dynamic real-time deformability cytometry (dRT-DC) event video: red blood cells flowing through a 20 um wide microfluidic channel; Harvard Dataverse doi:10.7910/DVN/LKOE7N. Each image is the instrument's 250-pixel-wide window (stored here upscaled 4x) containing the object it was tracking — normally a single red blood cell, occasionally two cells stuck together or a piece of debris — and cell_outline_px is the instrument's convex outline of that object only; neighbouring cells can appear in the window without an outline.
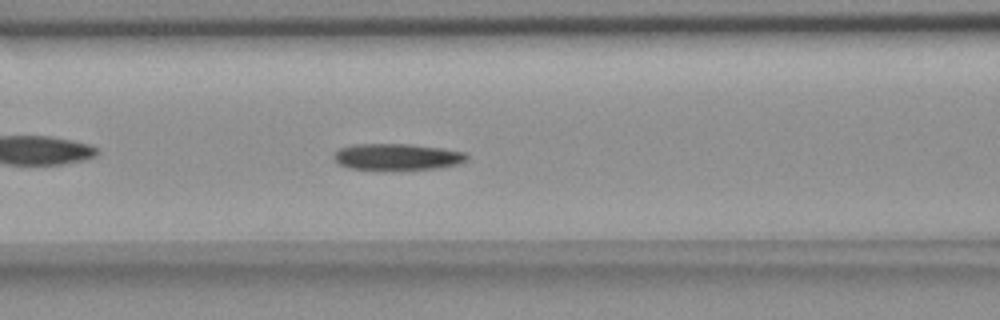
{"species": "common noctule bat (a hibernating species)", "species_latin": "Nyctalus noctula", "temperature_condition": "room temperature", "stored_images_in_passage": 43, "camera_frame_rate_fps": 3000, "um_per_image_px": 0.085, "animal": {"sex": "female", "body_mass_g": 18.4}, "frame": {"image": 1, "passage_image": 10, "time_ms": 3.0, "image_size_px": [1000, 320], "cell_outline_px": [[468, 160], [456, 164], [440, 168], [348, 168], [340, 164], [332, 156], [340, 148], [352, 144], [412, 144], [468, 152]], "centroid_in_image_um": [33.8, 13.3], "position_along_channel_um": 132.8, "area_um2": 20.0}}
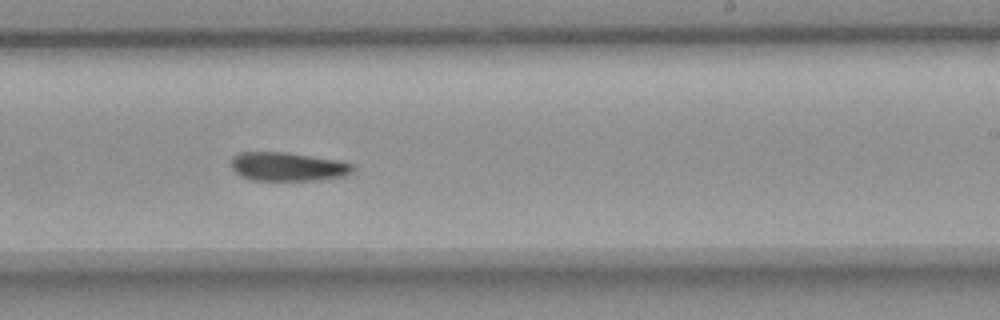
{"frame": {"image": 2, "passage_image": 21, "time_ms": 6.667, "image_size_px": [1000, 320], "cell_outline_px": [[356, 168], [352, 172], [344, 176], [320, 180], [252, 180], [240, 176], [232, 168], [232, 156], [240, 152], [284, 152], [340, 160], [352, 164]], "centroid_in_image_um": [24.48, 14.16], "position_along_channel_um": 264.5, "area_um2": 20.46}}
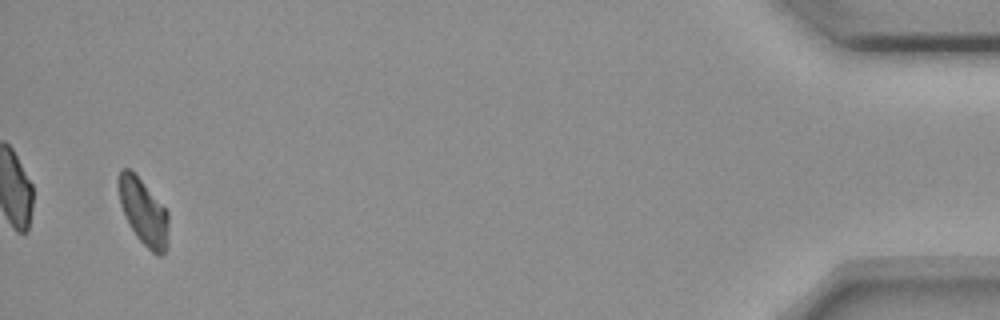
{"frame": {"image": 3, "passage_image": 41, "time_ms": 13.333, "image_size_px": [1000, 320], "cell_outline_px": [[168, 248], [160, 256], [156, 256], [136, 236], [128, 224], [124, 216], [120, 204], [116, 184], [116, 180], [120, 168], [128, 168], [140, 180], [168, 212]], "centroid_in_image_um": [12.16, 18.03], "position_along_channel_um": 423.0, "area_um2": 19.36}}